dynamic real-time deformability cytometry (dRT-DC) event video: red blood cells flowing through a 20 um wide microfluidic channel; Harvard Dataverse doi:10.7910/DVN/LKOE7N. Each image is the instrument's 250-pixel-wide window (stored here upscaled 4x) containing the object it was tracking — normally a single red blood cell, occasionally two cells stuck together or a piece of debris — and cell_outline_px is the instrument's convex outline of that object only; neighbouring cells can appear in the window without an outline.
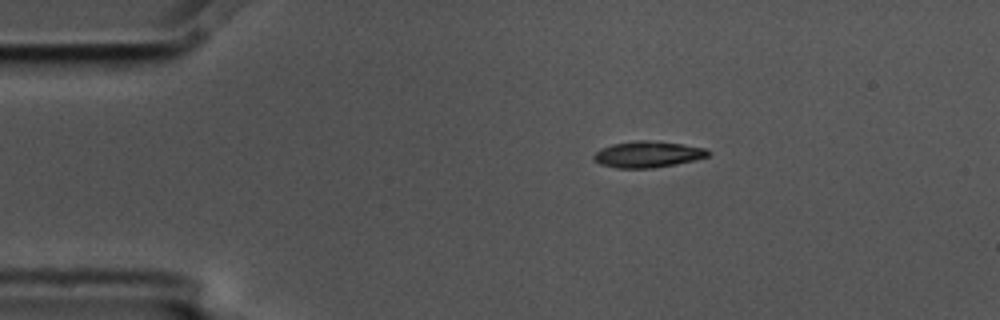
{"species": "common noctule bat (a hibernating species)", "species_latin": "Nyctalus noctula", "temperature_condition": "cold", "stored_images_in_passage": 8, "camera_frame_rate_fps": 3000, "um_per_image_px": 0.085, "animal": {"sex": "male", "body_mass_g": 17.5, "forearm_length_mm": 52.3}, "frame": {"image": 1, "passage_image": 1, "time_ms": 0.0, "image_size_px": [1000, 320], "cell_outline_px": [[712, 152], [708, 156], [696, 160], [676, 164], [652, 168], [616, 168], [600, 164], [592, 160], [592, 156], [600, 148], [612, 144], [636, 140], [648, 140], [680, 144], [704, 148]], "centroid_in_image_um": [55.02, 13.12], "position_along_channel_um": 30.0, "area_um2": 17.57}}
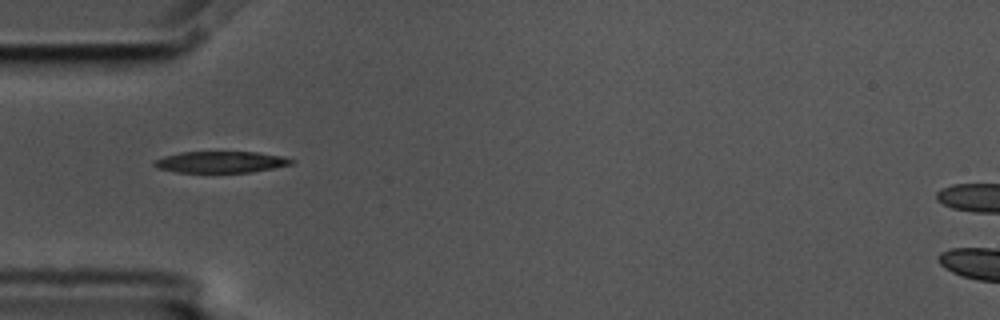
{"frame": {"image": 2, "passage_image": 3, "time_ms": 0.667, "image_size_px": [1000, 320], "cell_outline_px": [[296, 160], [292, 164], [272, 168], [248, 172], [176, 172], [156, 168], [152, 164], [156, 160], [164, 156], [180, 152], [256, 152], [284, 156]], "centroid_in_image_um": [18.76, 13.76], "position_along_channel_um": 66.2, "area_um2": 17.05}}